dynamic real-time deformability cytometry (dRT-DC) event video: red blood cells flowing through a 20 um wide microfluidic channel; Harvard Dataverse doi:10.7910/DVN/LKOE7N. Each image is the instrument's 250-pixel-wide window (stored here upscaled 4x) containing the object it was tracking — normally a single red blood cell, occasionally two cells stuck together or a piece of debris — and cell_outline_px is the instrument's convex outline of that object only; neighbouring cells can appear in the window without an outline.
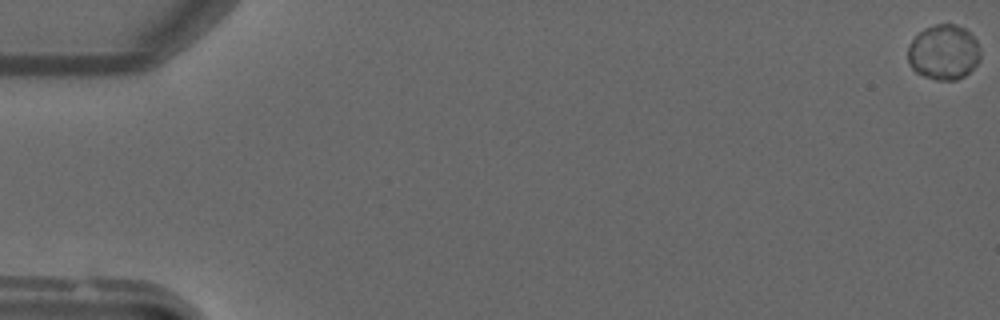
{"species": "common noctule bat (a hibernating species)", "species_latin": "Nyctalus noctula", "temperature_condition": "warm", "stored_images_in_passage": 9, "camera_frame_rate_fps": 3000, "um_per_image_px": 0.085, "animal": {"sex": "male", "forearm_length_mm": 52.5}, "frame": {"image": 1, "passage_image": 1, "time_ms": 0.0, "image_size_px": [1000, 320], "cell_outline_px": [[980, 60], [964, 76], [956, 80], [936, 80], [924, 76], [916, 72], [912, 68], [908, 60], [908, 44], [924, 28], [936, 24], [956, 24], [964, 28], [976, 40], [980, 48]], "centroid_in_image_um": [80.21, 4.44], "position_along_channel_um": 4.8, "area_um2": 23.24}}